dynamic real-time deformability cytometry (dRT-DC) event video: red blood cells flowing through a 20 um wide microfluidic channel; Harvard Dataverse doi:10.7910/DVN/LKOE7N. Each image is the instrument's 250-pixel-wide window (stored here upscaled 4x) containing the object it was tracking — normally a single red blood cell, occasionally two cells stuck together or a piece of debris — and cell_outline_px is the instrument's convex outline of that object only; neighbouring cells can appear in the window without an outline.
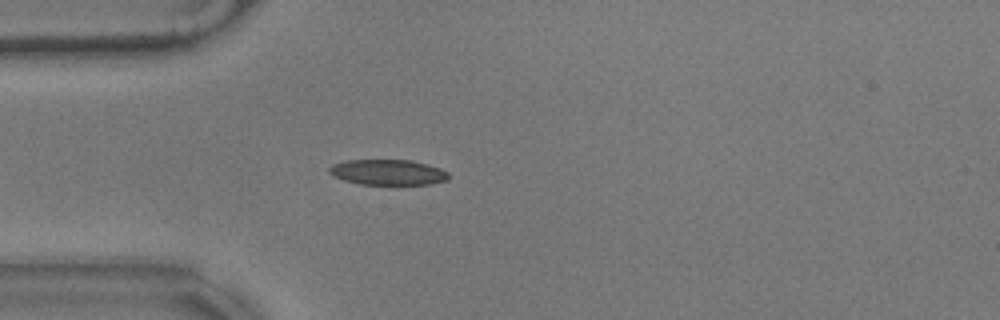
{"species": "common noctule bat (a hibernating species)", "species_latin": "Nyctalus noctula", "temperature_condition": "warm", "stored_images_in_passage": 48, "camera_frame_rate_fps": 3000, "um_per_image_px": 0.085, "animal": {"sex": "male", "body_mass_g": 17.9}, "frame": {"image": 1, "passage_image": 14, "time_ms": 4.333, "image_size_px": [1000, 320], "cell_outline_px": [[448, 180], [432, 184], [360, 184], [344, 180], [328, 172], [328, 168], [332, 164], [344, 160], [412, 160], [428, 164], [440, 168], [448, 172]], "centroid_in_image_um": [32.98, 14.63], "position_along_channel_um": 52.0, "area_um2": 17.74}}
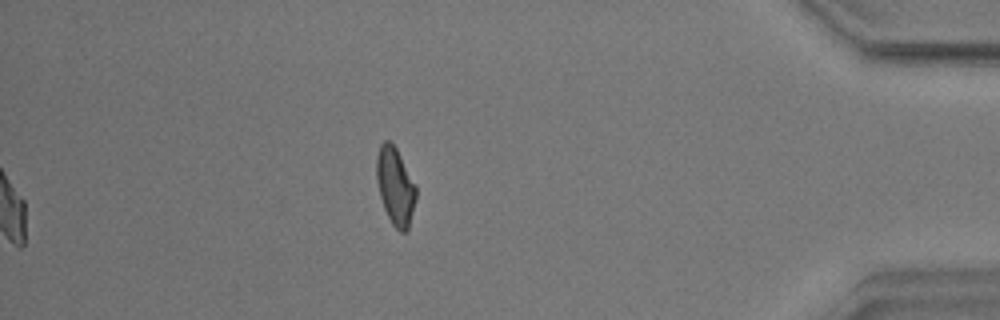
{"frame": {"image": 2, "passage_image": 48, "time_ms": 15.667, "image_size_px": [1000, 320], "cell_outline_px": [[416, 200], [408, 228], [404, 232], [400, 232], [392, 224], [384, 208], [380, 196], [376, 180], [376, 156], [380, 144], [384, 140], [388, 140], [396, 148], [416, 184]], "centroid_in_image_um": [33.59, 15.81], "position_along_channel_um": 401.6, "area_um2": 17.86}, "authors_computed_cell_mechanics": {"area_um2": 17.7735, "velocity_mm_per_s": 3.5334, "shape_relaxation_time_tau1_ms": 5.6219, "shape_relaxation_time_tau2_ms": 1.8895, "deformation_change_tau1": 0.1376, "deformation_change_tau2": 0.0796}}